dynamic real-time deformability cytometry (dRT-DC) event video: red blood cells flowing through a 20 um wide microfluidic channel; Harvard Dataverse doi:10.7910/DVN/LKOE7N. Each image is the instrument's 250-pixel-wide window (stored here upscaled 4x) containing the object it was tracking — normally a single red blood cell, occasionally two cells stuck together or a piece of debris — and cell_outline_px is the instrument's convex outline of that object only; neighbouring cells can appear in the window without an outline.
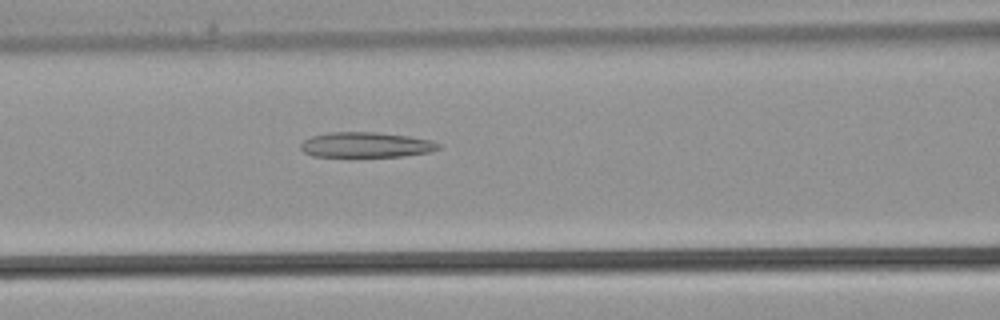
{"species": "common noctule bat (a hibernating species)", "species_latin": "Nyctalus noctula", "temperature_condition": "warm", "stored_images_in_passage": 36, "camera_frame_rate_fps": 3000, "um_per_image_px": 0.085, "animal": {"sex": "male", "body_mass_g": 21.5, "forearm_length_mm": 52.0}, "frame": {"image": 1, "passage_image": 15, "time_ms": 4.667, "image_size_px": [1000, 320], "cell_outline_px": [[440, 148], [428, 152], [404, 156], [348, 160], [312, 156], [304, 152], [300, 148], [300, 144], [304, 140], [312, 136], [328, 132], [376, 132], [408, 136], [428, 140], [440, 144]], "centroid_in_image_um": [31.01, 12.37], "position_along_channel_um": 135.6, "area_um2": 21.39}}
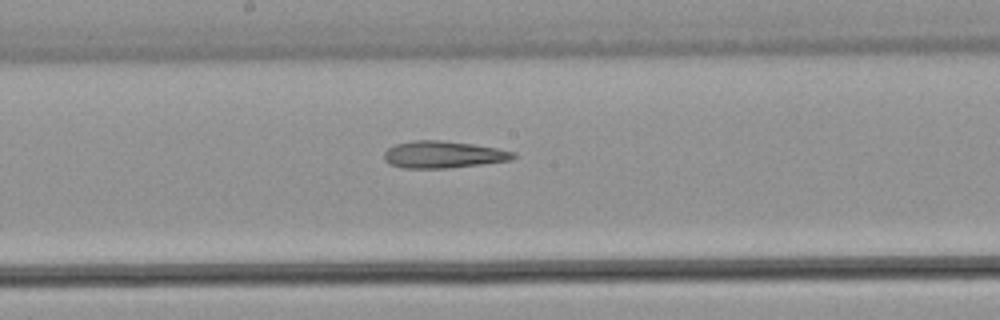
{"frame": {"image": 2, "passage_image": 19, "time_ms": 6.0, "image_size_px": [1000, 320], "cell_outline_px": [[516, 156], [512, 160], [484, 164], [448, 168], [404, 168], [392, 164], [384, 160], [384, 152], [388, 148], [396, 144], [412, 140], [440, 140], [472, 144], [496, 148], [516, 152]], "centroid_in_image_um": [37.69, 13.14], "position_along_channel_um": 210.5, "area_um2": 20.35}}
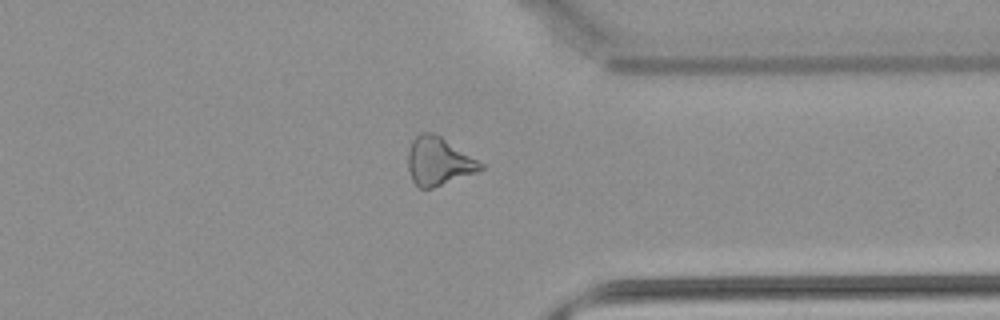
{"frame": {"image": 3, "passage_image": 28, "time_ms": 9.0, "image_size_px": [1000, 320], "cell_outline_px": [[484, 168], [476, 172], [432, 188], [420, 188], [412, 180], [408, 168], [408, 152], [412, 140], [420, 132], [432, 132], [440, 136], [484, 164]], "centroid_in_image_um": [37.26, 13.7], "position_along_channel_um": 374.1, "area_um2": 20.06}}